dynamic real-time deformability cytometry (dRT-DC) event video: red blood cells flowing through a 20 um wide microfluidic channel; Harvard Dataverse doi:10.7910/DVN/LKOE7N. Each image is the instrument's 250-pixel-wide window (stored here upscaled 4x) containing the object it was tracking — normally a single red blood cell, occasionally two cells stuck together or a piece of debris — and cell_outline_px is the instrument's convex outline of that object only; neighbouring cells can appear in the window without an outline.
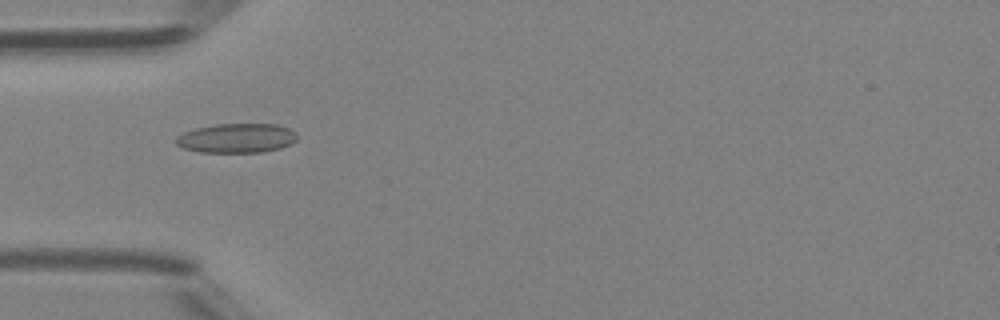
{"species": "Egyptian fruit bat (a non-hibernating species)", "species_latin": "Rousettus aegyptiacus", "temperature_condition": "room temperature", "stored_images_in_passage": 34, "camera_frame_rate_fps": 3000, "um_per_image_px": 0.085, "animal": {"sex": "female"}, "frame": {"image": 1, "passage_image": 2, "time_ms": 0.333, "image_size_px": [1000, 320], "cell_outline_px": [[296, 140], [292, 144], [280, 148], [260, 152], [200, 152], [184, 148], [176, 144], [176, 136], [184, 132], [196, 128], [216, 124], [276, 124], [288, 128], [296, 132]], "centroid_in_image_um": [20.12, 11.74], "position_along_channel_um": 64.9, "area_um2": 20.69}}
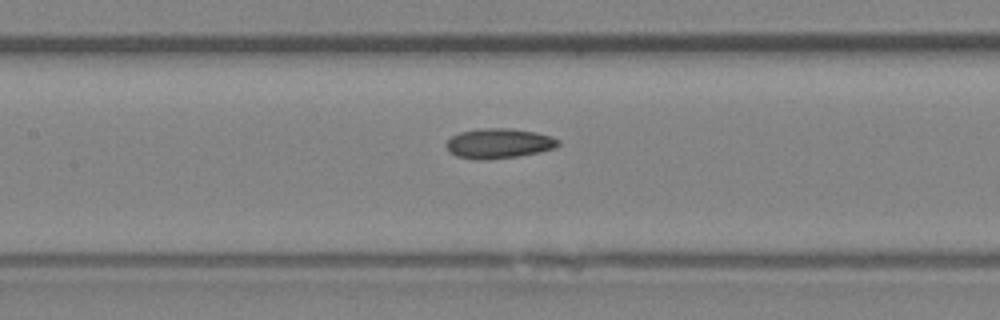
{"frame": {"image": 2, "passage_image": 9, "time_ms": 2.667, "image_size_px": [1000, 320], "cell_outline_px": [[560, 144], [556, 148], [540, 152], [520, 156], [480, 160], [476, 160], [456, 156], [448, 152], [444, 144], [452, 136], [460, 132], [488, 128], [512, 128], [536, 132], [552, 136], [560, 140]], "centroid_in_image_um": [42.42, 12.19], "position_along_channel_um": 165.0, "area_um2": 19.77}}
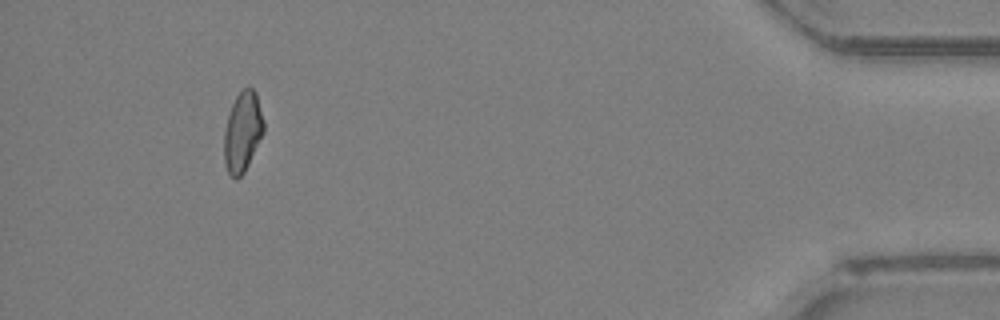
{"frame": {"image": 3, "passage_image": 31, "time_ms": 10.0, "image_size_px": [1000, 320], "cell_outline_px": [[264, 132], [244, 172], [236, 180], [228, 172], [224, 160], [224, 132], [228, 116], [232, 104], [236, 96], [244, 88], [252, 88], [256, 92], [264, 120]], "centroid_in_image_um": [20.63, 11.2], "position_along_channel_um": 414.6, "area_um2": 18.32}, "authors_computed_cell_mechanics": {"area_um2": 18.6405, "velocity_mm_per_s": 4.3294, "shape_relaxation_time_tau1_ms": null, "shape_relaxation_time_tau2_ms": 3.7128, "deformation_change_tau1": null, "deformation_change_tau2": 0.1005}}